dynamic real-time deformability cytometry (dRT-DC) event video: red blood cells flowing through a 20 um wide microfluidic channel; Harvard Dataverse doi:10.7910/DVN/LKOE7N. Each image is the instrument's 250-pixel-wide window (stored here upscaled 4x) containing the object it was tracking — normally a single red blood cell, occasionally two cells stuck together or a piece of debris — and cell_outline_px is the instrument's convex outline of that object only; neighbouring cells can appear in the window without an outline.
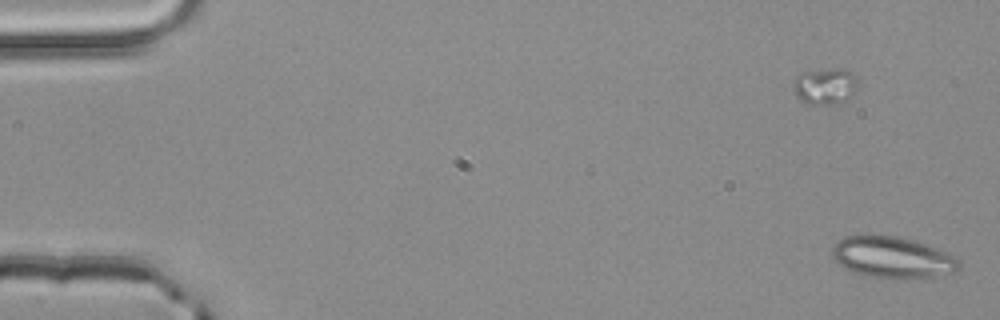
{"species": "common noctule bat (a hibernating species)", "species_latin": "Nyctalus noctula", "temperature_condition": "room temperature", "stored_images_in_passage": 52, "camera_frame_rate_fps": 3000, "um_per_image_px": 0.085, "animal": {"sex": "male", "body_mass_g": 20.4}, "frame": {"image": 1, "passage_image": 1, "time_ms": 0.0, "image_size_px": [1000, 320], "cell_outline_px": [[960, 268], [952, 272], [932, 276], [904, 280], [864, 276], [844, 268], [832, 256], [832, 248], [844, 236], [896, 236], [912, 240], [924, 244], [956, 256], [960, 260]], "centroid_in_image_um": [75.86, 21.91], "position_along_channel_um": 9.1, "area_um2": 30.4}}
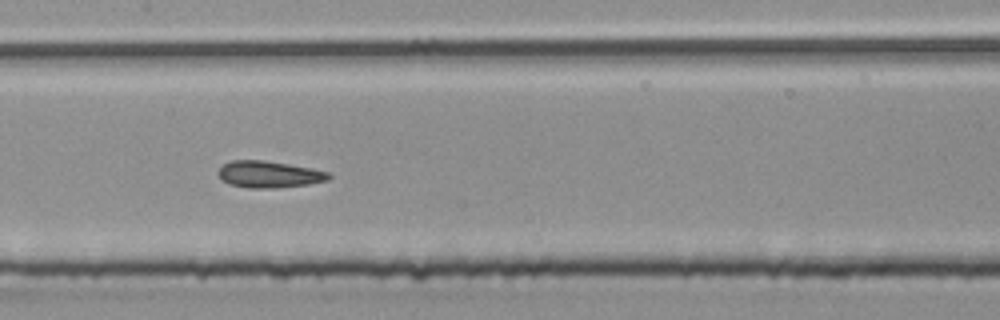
{"frame": {"image": 2, "passage_image": 26, "time_ms": 8.333, "image_size_px": [1000, 320], "cell_outline_px": [[332, 176], [328, 180], [308, 184], [276, 188], [248, 188], [228, 184], [220, 176], [220, 168], [224, 164], [232, 160], [264, 160], [312, 168], [328, 172]], "centroid_in_image_um": [22.9, 14.82], "position_along_channel_um": 184.5, "area_um2": 17.05}}
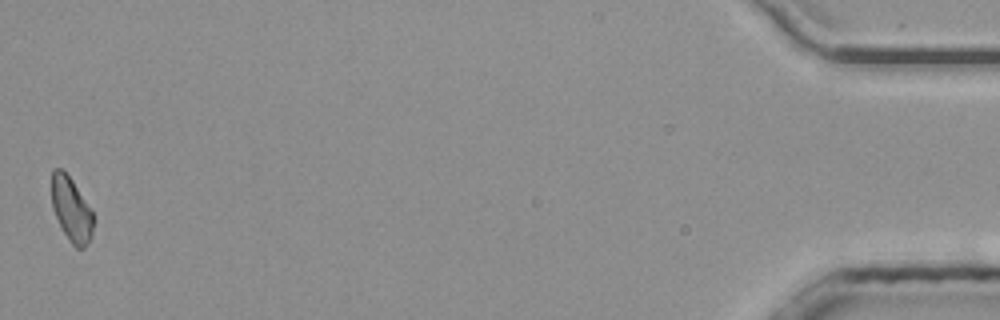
{"frame": {"image": 3, "passage_image": 52, "time_ms": 17.0, "image_size_px": [1000, 320], "cell_outline_px": [[96, 220], [92, 236], [88, 244], [84, 248], [76, 248], [68, 240], [52, 208], [52, 168], [60, 168], [72, 180], [92, 212]], "centroid_in_image_um": [6.09, 17.85], "position_along_channel_um": 429.1, "area_um2": 15.61}, "authors_computed_cell_mechanics": {"area_um2": 17.051, "velocity_mm_per_s": 3.9838, "shape_relaxation_time_tau1_ms": null, "shape_relaxation_time_tau2_ms": 1.7627, "deformation_change_tau1": null, "deformation_change_tau2": 0.0981}}